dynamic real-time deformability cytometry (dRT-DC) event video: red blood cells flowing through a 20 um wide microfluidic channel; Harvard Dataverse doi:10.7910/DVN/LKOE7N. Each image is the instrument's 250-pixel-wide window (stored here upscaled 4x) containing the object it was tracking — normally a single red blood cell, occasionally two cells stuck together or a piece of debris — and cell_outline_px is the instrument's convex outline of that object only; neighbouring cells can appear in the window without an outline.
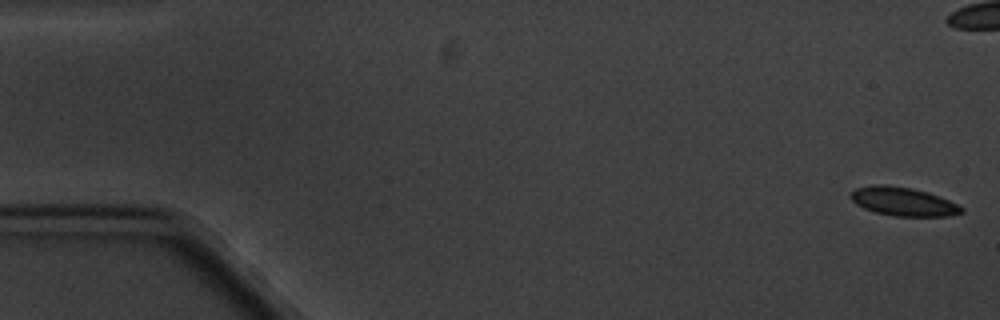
{"species": "common noctule bat (a hibernating species)", "species_latin": "Nyctalus noctula", "temperature_condition": "cold", "stored_images_in_passage": 9, "camera_frame_rate_fps": 3000, "um_per_image_px": 0.085, "animal": {"sex": "male", "body_mass_g": 20.1, "forearm_length_mm": 53.5}, "frame": {"image": 1, "passage_image": 1, "time_ms": 0.0, "image_size_px": [1000, 320], "cell_outline_px": [[964, 212], [948, 216], [896, 216], [876, 212], [864, 208], [856, 204], [848, 196], [856, 188], [872, 184], [888, 184], [912, 188], [928, 192], [948, 200], [964, 208]], "centroid_in_image_um": [76.75, 17.12], "position_along_channel_um": 8.3, "area_um2": 18.5}}